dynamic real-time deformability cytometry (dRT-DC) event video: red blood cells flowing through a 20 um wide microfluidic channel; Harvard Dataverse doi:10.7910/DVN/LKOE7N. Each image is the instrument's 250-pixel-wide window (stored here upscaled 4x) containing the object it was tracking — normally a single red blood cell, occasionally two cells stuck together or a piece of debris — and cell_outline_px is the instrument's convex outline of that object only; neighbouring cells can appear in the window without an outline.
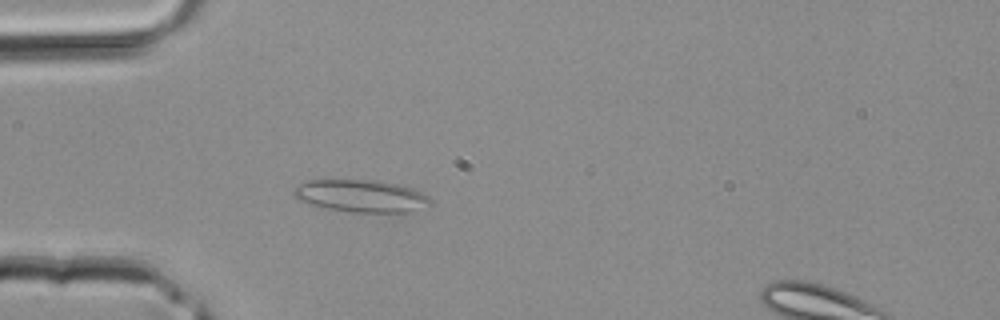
{"species": "common noctule bat (a hibernating species)", "species_latin": "Nyctalus noctula", "temperature_condition": "room temperature", "stored_images_in_passage": 34, "camera_frame_rate_fps": 3000, "um_per_image_px": 0.085, "animal": {"sex": "male", "body_mass_g": 20.4}, "frame": {"image": 1, "passage_image": 5, "time_ms": 1.333, "image_size_px": [1000, 320], "cell_outline_px": [[432, 204], [412, 212], [352, 212], [328, 208], [312, 204], [300, 200], [292, 196], [292, 188], [308, 180], [380, 180], [396, 184], [420, 192], [428, 196], [432, 200]], "centroid_in_image_um": [30.69, 16.65], "position_along_channel_um": 54.3, "area_um2": 25.66}}
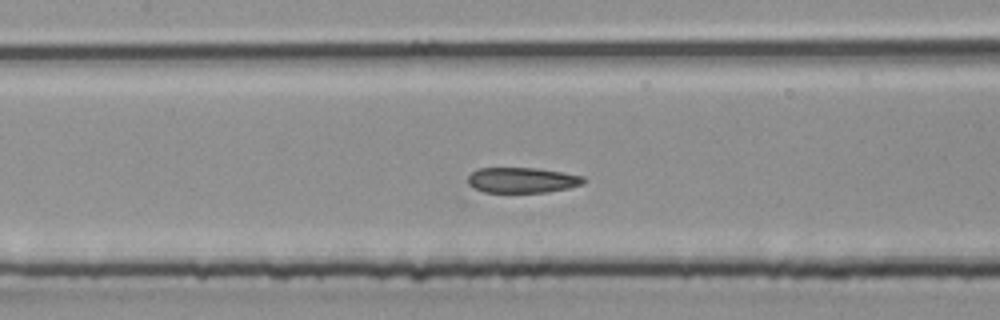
{"frame": {"image": 2, "passage_image": 12, "time_ms": 3.667, "image_size_px": [1000, 320], "cell_outline_px": [[584, 184], [568, 188], [548, 192], [484, 192], [468, 184], [468, 176], [476, 168], [536, 168], [584, 176]], "centroid_in_image_um": [44.38, 15.31], "position_along_channel_um": 163.0, "area_um2": 17.05}}
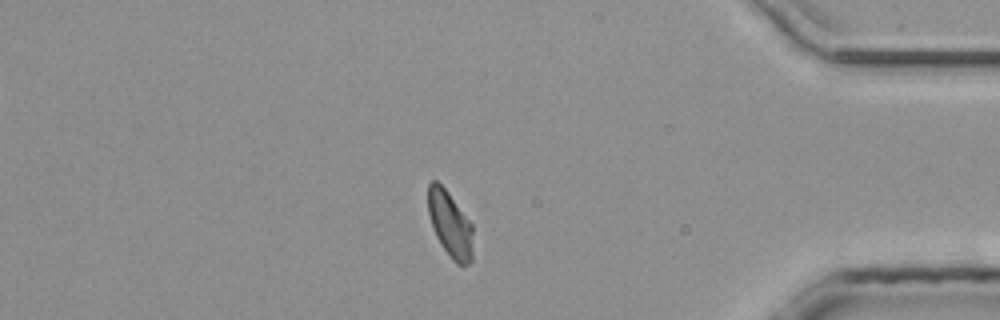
{"frame": {"image": 3, "passage_image": 28, "time_ms": 9.0, "image_size_px": [1000, 320], "cell_outline_px": [[472, 260], [468, 264], [456, 264], [452, 260], [440, 244], [436, 236], [428, 212], [428, 184], [432, 180], [436, 180], [448, 192], [472, 224]], "centroid_in_image_um": [38.25, 19.06], "position_along_channel_um": 397.0, "area_um2": 17.11}}